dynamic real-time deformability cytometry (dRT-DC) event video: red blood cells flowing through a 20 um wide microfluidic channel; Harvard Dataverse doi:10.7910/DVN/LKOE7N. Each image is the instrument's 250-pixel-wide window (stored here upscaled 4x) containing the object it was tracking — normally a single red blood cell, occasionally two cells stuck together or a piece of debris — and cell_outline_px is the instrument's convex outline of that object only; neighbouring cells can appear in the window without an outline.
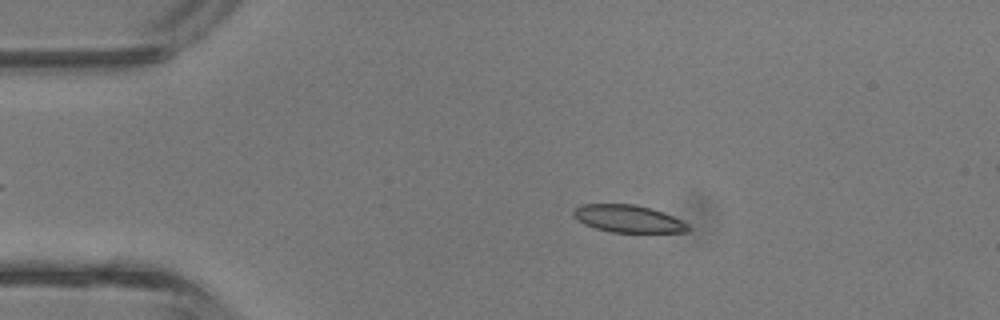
{"species": "common noctule bat (a hibernating species)", "species_latin": "Nyctalus noctula", "temperature_condition": "room temperature", "stored_images_in_passage": 37, "camera_frame_rate_fps": 3000, "um_per_image_px": 0.085, "animal": {"sex": "male", "body_mass_g": 13.3}, "frame": {"image": 1, "passage_image": 8, "time_ms": 2.333, "image_size_px": [1000, 320], "cell_outline_px": [[692, 228], [688, 232], [612, 232], [596, 228], [584, 224], [576, 220], [572, 216], [572, 212], [580, 204], [636, 204], [652, 208], [672, 216], [688, 224]], "centroid_in_image_um": [53.38, 18.59], "position_along_channel_um": 31.6, "area_um2": 18.38}}
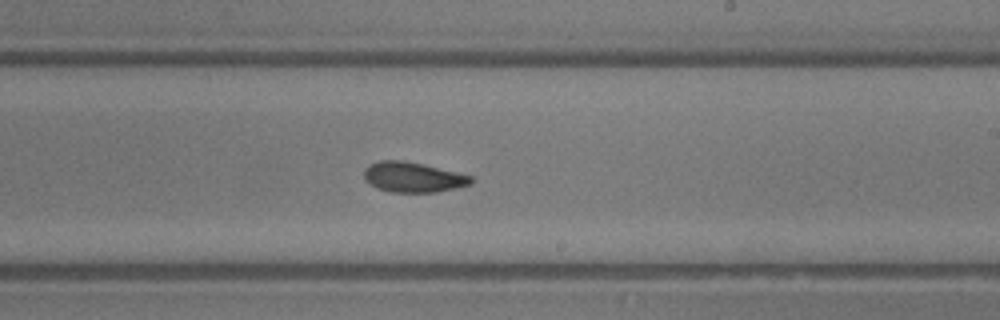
{"frame": {"image": 2, "passage_image": 25, "time_ms": 8.0, "image_size_px": [1000, 320], "cell_outline_px": [[472, 184], [456, 188], [436, 192], [392, 192], [376, 188], [364, 180], [364, 168], [368, 164], [380, 160], [400, 160], [420, 164], [456, 172], [472, 176]], "centroid_in_image_um": [35.06, 15.06], "position_along_channel_um": 253.9, "area_um2": 18.73}}
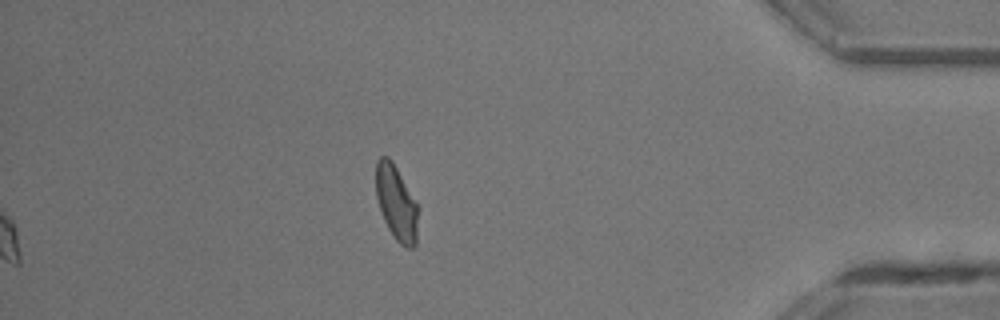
{"frame": {"image": 3, "passage_image": 37, "time_ms": 12.0, "image_size_px": [1000, 320], "cell_outline_px": [[416, 248], [408, 248], [400, 244], [396, 240], [388, 228], [384, 220], [376, 196], [376, 160], [380, 156], [388, 156], [392, 160], [416, 204]], "centroid_in_image_um": [33.65, 17.24], "position_along_channel_um": 401.6, "area_um2": 17.86}, "authors_computed_cell_mechanics": {"area_um2": 18.785, "velocity_mm_per_s": 4.7777, "shape_relaxation_time_tau1_ms": 2.3609, "shape_relaxation_time_tau2_ms": 2.39, "deformation_change_tau1": 0.1204, "deformation_change_tau2": 0.0979}}